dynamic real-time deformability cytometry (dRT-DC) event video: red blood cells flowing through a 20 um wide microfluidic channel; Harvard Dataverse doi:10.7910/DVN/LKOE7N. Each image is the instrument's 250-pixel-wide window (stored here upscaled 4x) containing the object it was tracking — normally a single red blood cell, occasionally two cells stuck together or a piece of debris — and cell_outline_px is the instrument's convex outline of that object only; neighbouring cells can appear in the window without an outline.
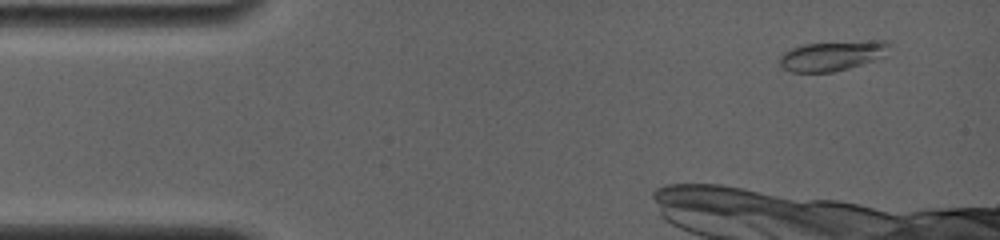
{"species": "common noctule bat (a hibernating species)", "species_latin": "Nyctalus noctula", "temperature_condition": "room temperature", "stored_images_in_passage": 25, "camera_frame_rate_fps": 4000, "um_per_image_px": 0.085, "animal": {"sex": "female", "body_mass_g": 19.0, "forearm_length_mm": 56.7}, "frame": {"image": 1, "passage_image": 4, "time_ms": 1.0, "image_size_px": [1000, 240], "cell_outline_px": [[892, 44], [884, 56], [848, 68], [832, 72], [792, 72], [780, 68], [776, 60], [784, 52], [792, 48], [804, 44], [872, 40], [888, 40]], "centroid_in_image_um": [70.7, 4.73], "position_along_channel_um": 14.3, "area_um2": 19.25}}